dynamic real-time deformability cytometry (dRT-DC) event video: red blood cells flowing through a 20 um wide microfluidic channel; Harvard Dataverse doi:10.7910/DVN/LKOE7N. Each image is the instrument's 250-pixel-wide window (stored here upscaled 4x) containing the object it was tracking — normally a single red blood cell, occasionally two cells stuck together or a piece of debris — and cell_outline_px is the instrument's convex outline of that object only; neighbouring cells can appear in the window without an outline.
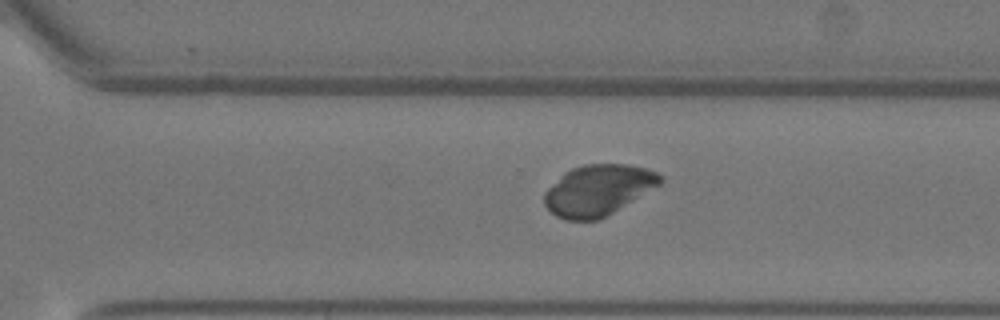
{"species": "Egyptian fruit bat (a non-hibernating species)", "species_latin": "Rousettus aegyptiacus", "temperature_condition": "warm", "stored_images_in_passage": 9, "segment_of_instrument_passage": [2, 2], "camera_frame_rate_fps": 3000, "um_per_image_px": 0.085, "animal": {"sex": "female"}, "frame": {"image": 1, "passage_image": 9, "time_ms": 2.667, "image_size_px": [1000, 320], "cell_outline_px": [[664, 180], [660, 184], [600, 220], [564, 220], [556, 216], [544, 204], [544, 192], [564, 172], [572, 168], [584, 164], [628, 164], [644, 168], [656, 172]], "centroid_in_image_um": [50.82, 16.16], "position_along_channel_um": 319.8, "area_um2": 34.1}}